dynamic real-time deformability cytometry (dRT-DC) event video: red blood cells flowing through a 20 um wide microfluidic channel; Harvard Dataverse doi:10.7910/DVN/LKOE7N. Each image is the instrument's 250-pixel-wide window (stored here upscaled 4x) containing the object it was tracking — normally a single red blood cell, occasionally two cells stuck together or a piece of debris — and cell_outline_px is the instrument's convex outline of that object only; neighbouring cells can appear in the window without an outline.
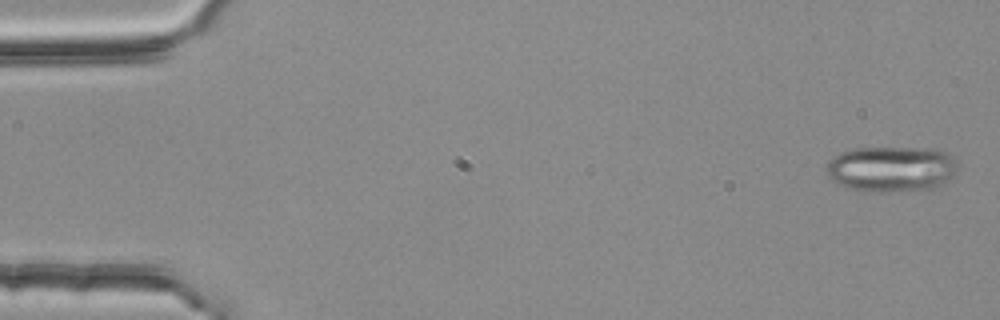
{"species": "common noctule bat (a hibernating species)", "species_latin": "Nyctalus noctula", "temperature_condition": "room temperature", "stored_images_in_passage": 3, "camera_frame_rate_fps": 3000, "um_per_image_px": 0.085, "animal": {"sex": "female", "body_mass_g": 25.1}, "frame": {"image": 1, "passage_image": 1, "time_ms": 0.0, "image_size_px": [1000, 320], "cell_outline_px": [[956, 172], [952, 176], [936, 188], [888, 192], [876, 192], [848, 188], [832, 180], [828, 176], [828, 160], [840, 152], [856, 148], [932, 148], [948, 152], [956, 160]], "centroid_in_image_um": [75.79, 14.35], "position_along_channel_um": 9.2, "area_um2": 34.97}}